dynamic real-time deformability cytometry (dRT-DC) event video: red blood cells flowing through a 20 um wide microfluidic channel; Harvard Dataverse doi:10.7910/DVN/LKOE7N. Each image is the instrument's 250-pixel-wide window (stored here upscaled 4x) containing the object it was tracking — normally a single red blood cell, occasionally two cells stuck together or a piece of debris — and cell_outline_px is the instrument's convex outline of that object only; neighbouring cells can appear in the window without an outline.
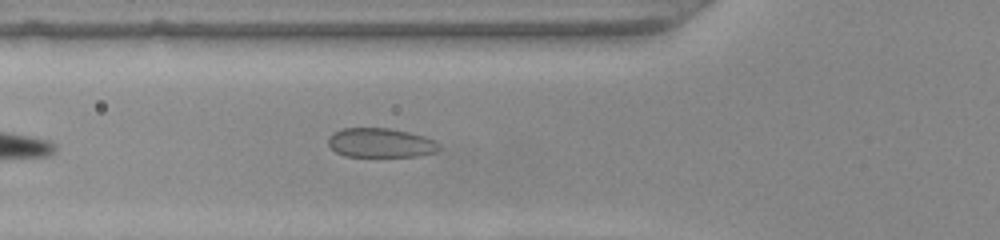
{"species": "common noctule bat (a hibernating species)", "species_latin": "Nyctalus noctula", "temperature_condition": "warm", "stored_images_in_passage": 27, "camera_frame_rate_fps": 3000, "um_per_image_px": 0.085, "animal": {"sex": "female", "body_mass_g": 22.0, "forearm_length_mm": 56.7}, "frame": {"image": 1, "passage_image": 7, "time_ms": 2.0, "image_size_px": [1000, 240], "cell_outline_px": [[440, 148], [436, 152], [416, 156], [344, 156], [336, 152], [328, 144], [328, 140], [332, 132], [344, 128], [388, 128], [408, 132], [424, 136], [436, 140], [440, 144]], "centroid_in_image_um": [32.36, 12.14], "position_along_channel_um": 93.4, "area_um2": 18.96}}
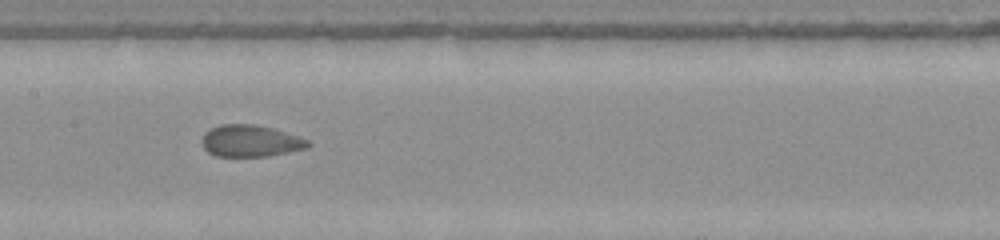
{"frame": {"image": 2, "passage_image": 14, "time_ms": 4.333, "image_size_px": [1000, 240], "cell_outline_px": [[312, 144], [308, 148], [268, 156], [216, 156], [208, 152], [204, 148], [200, 140], [204, 132], [220, 124], [252, 124], [272, 128], [300, 136], [308, 140]], "centroid_in_image_um": [21.29, 11.98], "position_along_channel_um": 186.1, "area_um2": 19.77}}
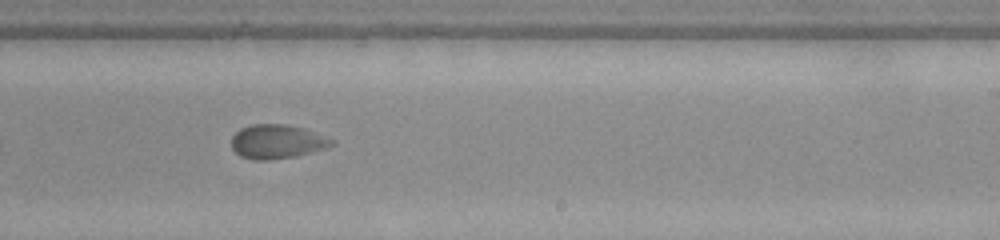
{"frame": {"image": 3, "passage_image": 20, "time_ms": 6.333, "image_size_px": [1000, 240], "cell_outline_px": [[336, 144], [328, 148], [296, 156], [268, 160], [252, 160], [240, 156], [232, 148], [232, 136], [240, 128], [252, 124], [288, 124], [304, 128], [336, 140]], "centroid_in_image_um": [23.58, 12.03], "position_along_channel_um": 265.4, "area_um2": 20.17}}